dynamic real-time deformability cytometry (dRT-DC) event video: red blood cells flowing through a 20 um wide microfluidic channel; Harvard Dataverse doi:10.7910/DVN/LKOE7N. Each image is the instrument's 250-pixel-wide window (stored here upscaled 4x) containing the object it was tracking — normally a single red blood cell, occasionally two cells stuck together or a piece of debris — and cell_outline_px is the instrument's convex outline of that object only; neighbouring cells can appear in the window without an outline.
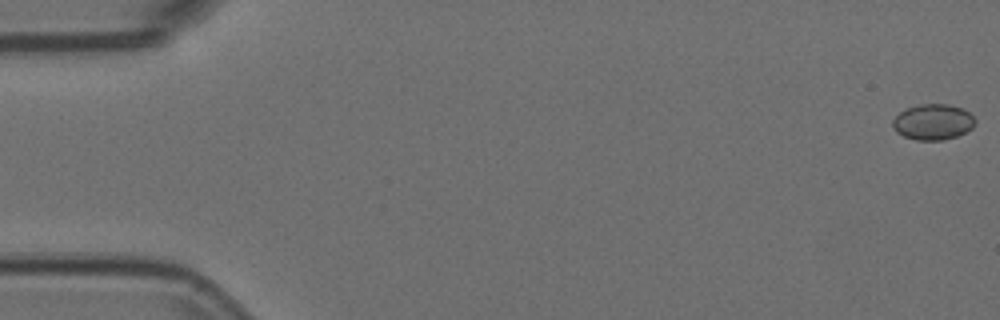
{"species": "Egyptian fruit bat (a non-hibernating species)", "species_latin": "Rousettus aegyptiacus", "temperature_condition": "room temperature", "stored_images_in_passage": 48, "camera_frame_rate_fps": 3000, "um_per_image_px": 0.085, "animal": {"sex": "female"}, "frame": {"image": 1, "passage_image": 1, "time_ms": 0.0, "image_size_px": [1000, 320], "cell_outline_px": [[976, 124], [972, 128], [956, 136], [944, 140], [916, 140], [904, 136], [896, 132], [892, 128], [892, 120], [904, 108], [920, 104], [948, 104], [964, 108], [976, 120]], "centroid_in_image_um": [79.29, 10.36], "position_along_channel_um": 5.7, "area_um2": 17.34}}
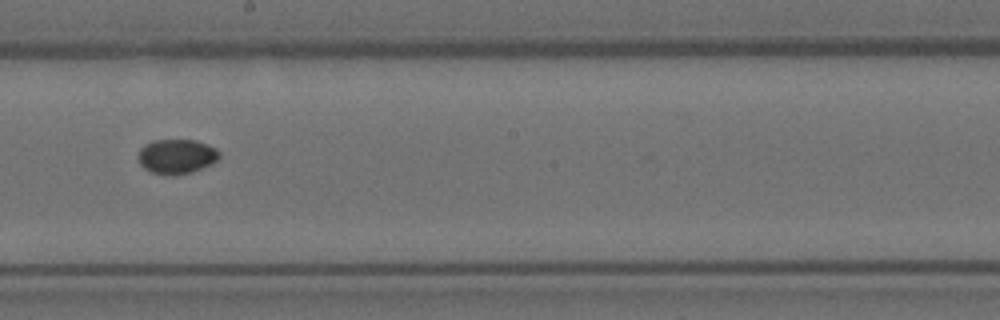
{"frame": {"image": 2, "passage_image": 31, "time_ms": 10.0, "image_size_px": [1000, 320], "cell_outline_px": [[220, 156], [212, 164], [192, 172], [176, 176], [172, 176], [152, 172], [144, 168], [140, 164], [140, 148], [152, 140], [196, 140], [208, 144], [216, 148], [220, 152]], "centroid_in_image_um": [15.05, 13.3], "position_along_channel_um": 233.1, "area_um2": 16.42}}
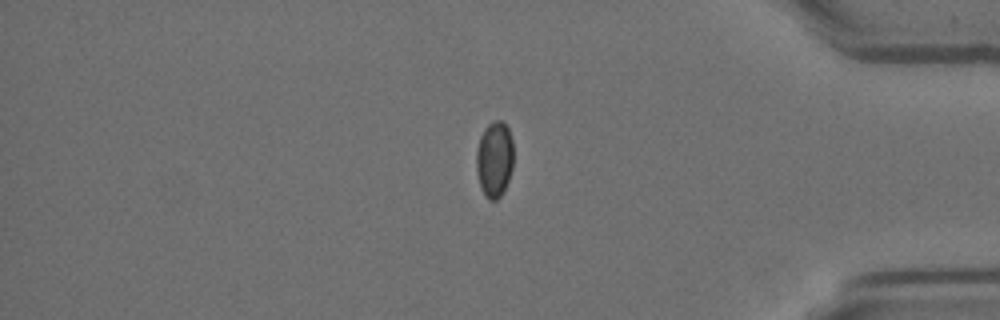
{"frame": {"image": 3, "passage_image": 46, "time_ms": 15.0, "image_size_px": [1000, 320], "cell_outline_px": [[512, 168], [508, 180], [500, 196], [496, 200], [488, 200], [480, 184], [476, 172], [476, 152], [480, 136], [484, 128], [488, 124], [496, 120], [504, 120], [508, 128], [512, 140]], "centroid_in_image_um": [42.02, 13.49], "position_along_channel_um": 393.2, "area_um2": 16.36}}